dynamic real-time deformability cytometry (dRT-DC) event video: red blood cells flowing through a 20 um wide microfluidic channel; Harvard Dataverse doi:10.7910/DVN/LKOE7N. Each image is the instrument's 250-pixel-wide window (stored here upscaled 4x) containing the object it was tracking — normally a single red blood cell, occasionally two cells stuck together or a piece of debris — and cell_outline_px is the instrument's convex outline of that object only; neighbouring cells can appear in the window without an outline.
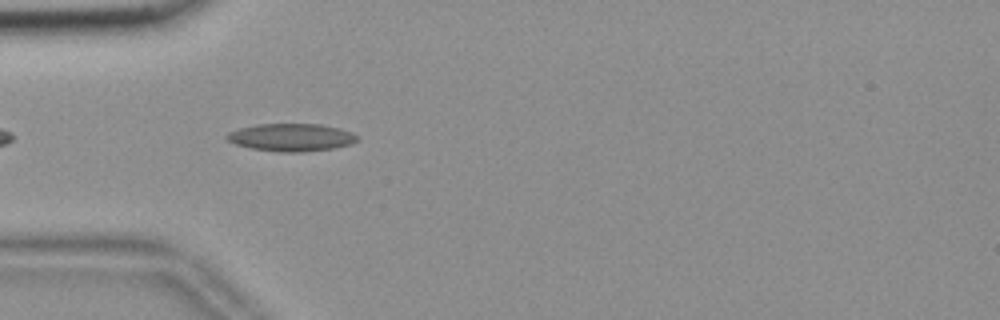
{"species": "common noctule bat (a hibernating species)", "species_latin": "Nyctalus noctula", "temperature_condition": "room temperature", "stored_images_in_passage": 43, "camera_frame_rate_fps": 3000, "um_per_image_px": 0.085, "animal": {"sex": "female", "body_mass_g": 18.4}, "frame": {"image": 1, "passage_image": 4, "time_ms": 1.0, "image_size_px": [1000, 320], "cell_outline_px": [[360, 140], [352, 144], [336, 148], [300, 152], [280, 152], [252, 148], [236, 144], [228, 140], [224, 136], [228, 132], [240, 128], [256, 124], [320, 124], [340, 128], [352, 132], [360, 136]], "centroid_in_image_um": [24.82, 11.67], "position_along_channel_um": 60.2, "area_um2": 21.21}}
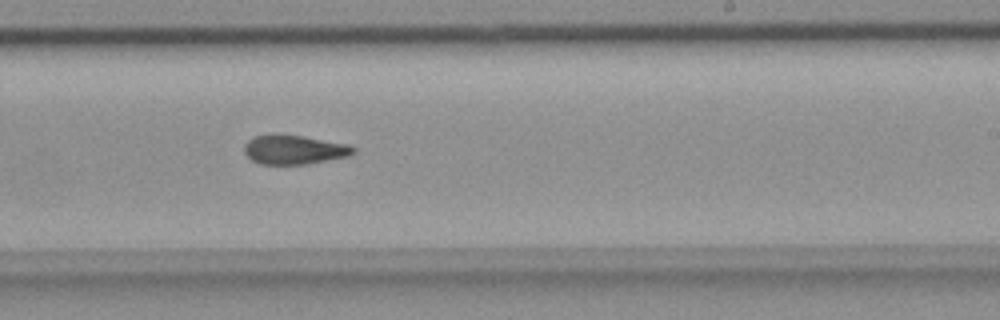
{"frame": {"image": 2, "passage_image": 21, "time_ms": 6.667, "image_size_px": [1000, 320], "cell_outline_px": [[356, 152], [352, 156], [304, 164], [260, 164], [252, 160], [244, 152], [244, 144], [248, 140], [256, 136], [300, 136], [352, 144], [356, 148]], "centroid_in_image_um": [25.09, 12.74], "position_along_channel_um": 263.9, "area_um2": 18.32}}
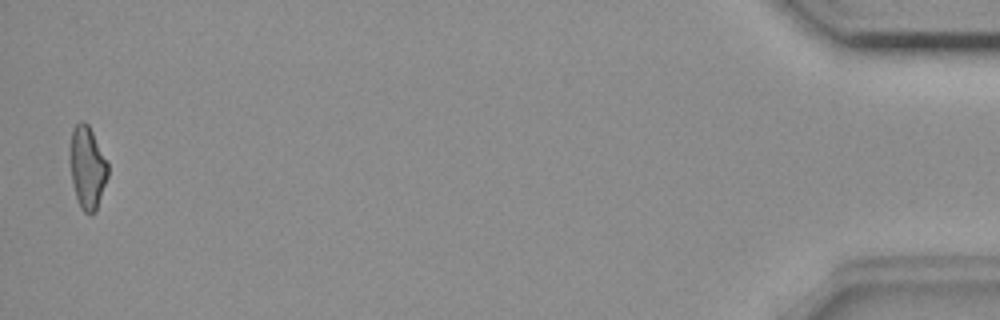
{"frame": {"image": 3, "passage_image": 42, "time_ms": 13.667, "image_size_px": [1000, 320], "cell_outline_px": [[108, 176], [96, 208], [92, 212], [84, 212], [80, 208], [76, 196], [72, 180], [68, 160], [68, 156], [72, 128], [80, 120], [84, 120], [88, 124], [108, 164]], "centroid_in_image_um": [7.38, 14.17], "position_along_channel_um": 427.8, "area_um2": 18.15}, "authors_computed_cell_mechanics": {"area_um2": 18.8428, "velocity_mm_per_s": 3.6573, "shape_relaxation_time_tau1_ms": null, "shape_relaxation_time_tau2_ms": 5.5813, "deformation_change_tau1": null, "deformation_change_tau2": 0.1288}}